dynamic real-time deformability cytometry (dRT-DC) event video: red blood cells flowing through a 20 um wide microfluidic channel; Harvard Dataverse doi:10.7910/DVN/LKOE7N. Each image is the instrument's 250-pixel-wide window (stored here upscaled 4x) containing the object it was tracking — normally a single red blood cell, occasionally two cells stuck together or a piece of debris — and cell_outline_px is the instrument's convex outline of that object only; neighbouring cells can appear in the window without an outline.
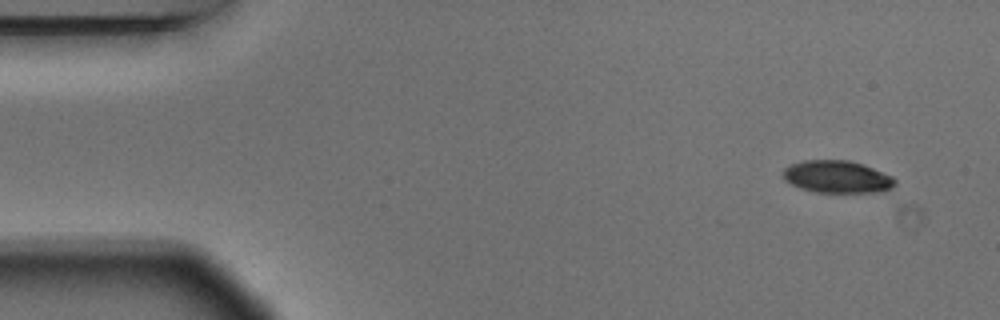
{"species": "Egyptian fruit bat (a non-hibernating species)", "species_latin": "Rousettus aegyptiacus", "temperature_condition": "warm", "stored_images_in_passage": 4, "camera_frame_rate_fps": 3000, "um_per_image_px": 0.085, "animal": {"sex": "male"}, "frame": {"image": 1, "passage_image": 1, "time_ms": 0.0, "image_size_px": [1000, 320], "cell_outline_px": [[896, 184], [892, 188], [876, 192], [816, 192], [800, 188], [784, 180], [780, 172], [784, 168], [792, 164], [804, 160], [848, 160], [864, 164], [892, 176], [896, 180]], "centroid_in_image_um": [71.14, 15.02], "position_along_channel_um": 13.9, "area_um2": 21.21}}
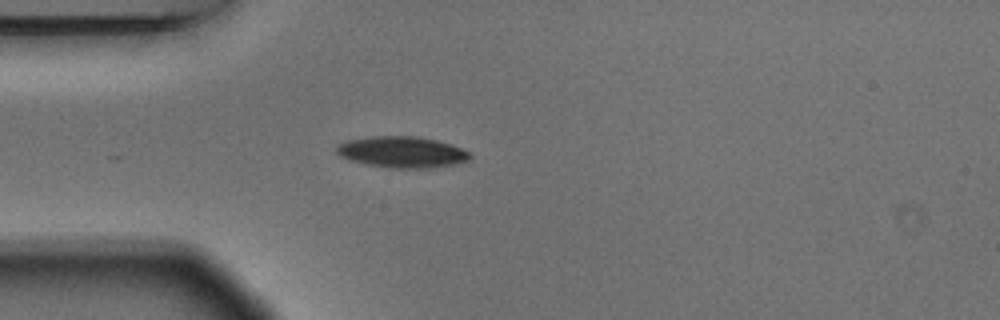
{"frame": {"image": 2, "passage_image": 4, "time_ms": 1.0, "image_size_px": [1000, 320], "cell_outline_px": [[472, 156], [468, 160], [456, 164], [428, 168], [392, 168], [368, 164], [352, 160], [340, 156], [336, 152], [336, 148], [340, 144], [348, 140], [372, 136], [420, 136], [452, 144], [468, 152]], "centroid_in_image_um": [34.2, 12.92], "position_along_channel_um": 50.8, "area_um2": 24.1}}